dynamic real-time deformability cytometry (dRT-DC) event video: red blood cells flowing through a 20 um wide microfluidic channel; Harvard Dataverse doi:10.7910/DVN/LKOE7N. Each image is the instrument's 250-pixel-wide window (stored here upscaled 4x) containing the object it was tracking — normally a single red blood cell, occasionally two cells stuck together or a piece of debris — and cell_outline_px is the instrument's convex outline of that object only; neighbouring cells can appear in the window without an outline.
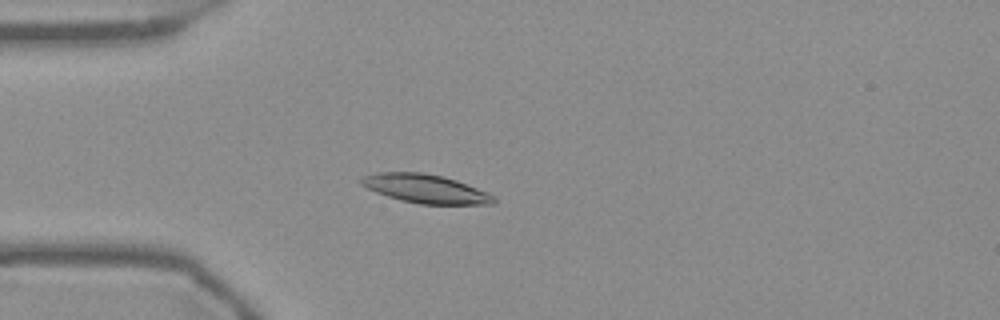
{"species": "Egyptian fruit bat (a non-hibernating species)", "species_latin": "Rousettus aegyptiacus", "temperature_condition": "warm", "stored_images_in_passage": 54, "camera_frame_rate_fps": 3000, "um_per_image_px": 0.085, "frame": {"image": 1, "passage_image": 14, "time_ms": 4.333, "image_size_px": [1000, 320], "cell_outline_px": [[496, 204], [420, 204], [400, 200], [376, 192], [360, 184], [360, 176], [380, 172], [420, 172], [444, 176], [456, 180], [488, 192], [496, 196]], "centroid_in_image_um": [36.18, 16.04], "position_along_channel_um": 48.8, "area_um2": 22.25}}
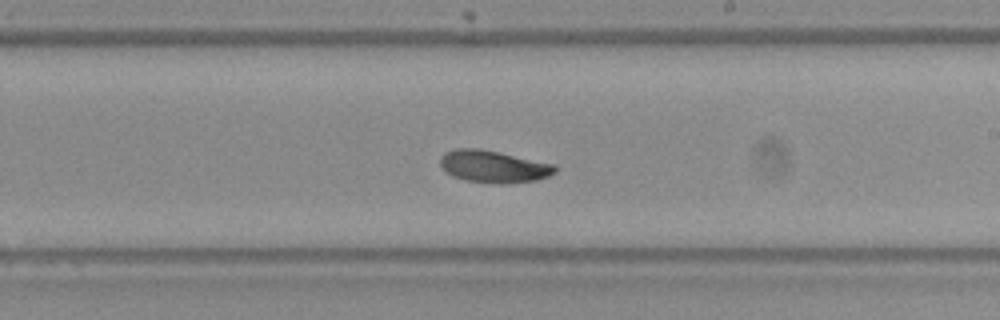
{"frame": {"image": 2, "passage_image": 31, "time_ms": 10.0, "image_size_px": [1000, 320], "cell_outline_px": [[556, 172], [548, 176], [536, 180], [464, 180], [452, 176], [440, 164], [440, 156], [444, 152], [456, 148], [480, 148], [500, 152], [556, 164]], "centroid_in_image_um": [41.93, 14.07], "position_along_channel_um": 247.1, "area_um2": 20.58}}
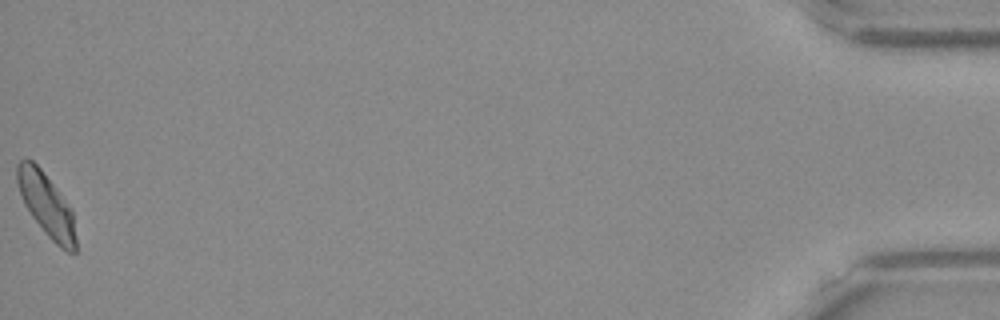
{"frame": {"image": 3, "passage_image": 54, "time_ms": 17.667, "image_size_px": [1000, 320], "cell_outline_px": [[76, 252], [68, 252], [60, 248], [44, 232], [32, 216], [24, 204], [16, 180], [16, 164], [20, 160], [32, 160], [40, 168], [56, 188], [72, 212], [76, 240]], "centroid_in_image_um": [3.93, 17.42], "position_along_channel_um": 431.3, "area_um2": 21.15}, "authors_computed_cell_mechanics": {"area_um2": 21.3282, "velocity_mm_per_s": 3.715, "shape_relaxation_time_tau1_ms": 3.6583, "shape_relaxation_time_tau2_ms": 5.0781, "deformation_change_tau1": 0.1203, "deformation_change_tau2": 0.0987}}